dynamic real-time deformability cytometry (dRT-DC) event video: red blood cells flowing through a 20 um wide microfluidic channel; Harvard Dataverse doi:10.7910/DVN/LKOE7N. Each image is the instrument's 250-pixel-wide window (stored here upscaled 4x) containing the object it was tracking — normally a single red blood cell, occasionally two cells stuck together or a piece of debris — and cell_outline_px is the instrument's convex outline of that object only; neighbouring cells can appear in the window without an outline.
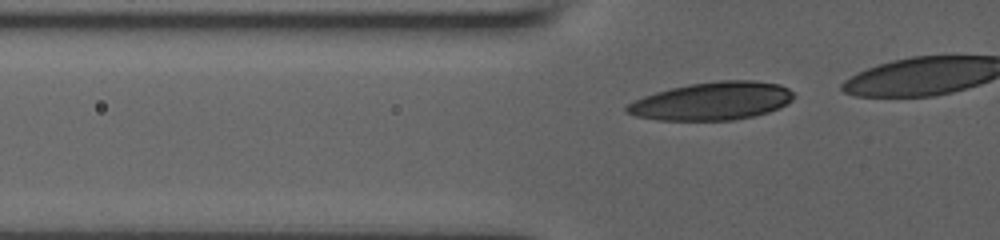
{"species": "human", "species_latin": "Homo sapiens", "temperature_condition": "room temperature", "stored_images_in_passage": 8, "segment_of_instrument_passage": [1, 2], "camera_frame_rate_fps": 3000, "um_per_image_px": 0.085, "donor": {"sex": "male"}, "frame": {"image": 1, "passage_image": 3, "time_ms": 1.0, "image_size_px": [1000, 240], "cell_outline_px": [[796, 96], [792, 100], [780, 108], [768, 112], [752, 116], [732, 120], [656, 120], [636, 116], [624, 112], [624, 108], [628, 104], [644, 96], [656, 92], [688, 84], [720, 80], [752, 80], [780, 84], [788, 88]], "centroid_in_image_um": [60.54, 8.59], "position_along_channel_um": 65.3, "area_um2": 36.99}}
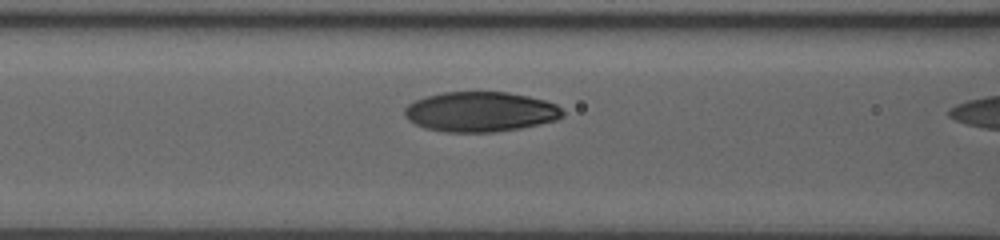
{"frame": {"image": 2, "passage_image": 6, "time_ms": 2.667, "image_size_px": [1000, 240], "cell_outline_px": [[564, 116], [556, 120], [540, 124], [520, 128], [496, 132], [444, 132], [424, 128], [408, 120], [404, 116], [404, 108], [408, 104], [424, 96], [444, 92], [508, 92], [528, 96], [544, 100], [556, 104], [564, 112]], "centroid_in_image_um": [40.82, 9.5], "position_along_channel_um": 125.8, "area_um2": 37.05}}